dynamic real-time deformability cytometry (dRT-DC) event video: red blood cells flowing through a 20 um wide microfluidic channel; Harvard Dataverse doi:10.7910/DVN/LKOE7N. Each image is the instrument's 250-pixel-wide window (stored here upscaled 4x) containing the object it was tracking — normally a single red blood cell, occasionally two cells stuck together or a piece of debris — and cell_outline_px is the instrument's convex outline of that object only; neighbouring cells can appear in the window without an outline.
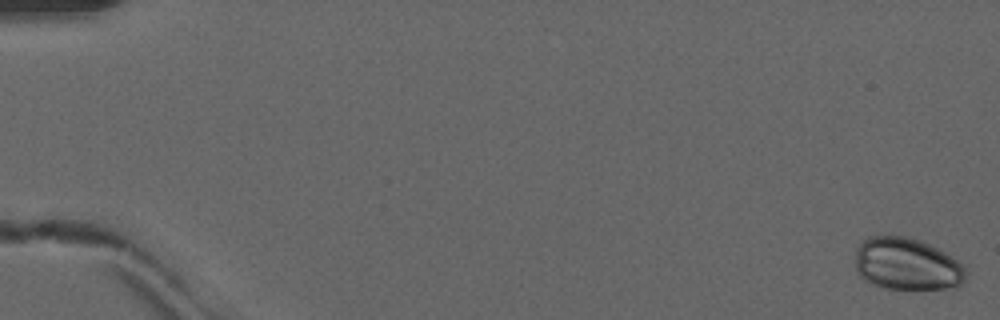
{"species": "common noctule bat (a hibernating species)", "species_latin": "Nyctalus noctula", "temperature_condition": "warm", "stored_images_in_passage": 8, "camera_frame_rate_fps": 3000, "um_per_image_px": 0.085, "animal": {"sex": "male", "forearm_length_mm": 52.5}, "frame": {"image": 1, "passage_image": 1, "time_ms": 0.0, "image_size_px": [1000, 320], "cell_outline_px": [[968, 272], [964, 280], [956, 288], [884, 288], [872, 284], [864, 280], [856, 272], [856, 248], [868, 236], [904, 236], [920, 240], [944, 252], [956, 260]], "centroid_in_image_um": [77.06, 22.45], "position_along_channel_um": 7.9, "area_um2": 33.47}}